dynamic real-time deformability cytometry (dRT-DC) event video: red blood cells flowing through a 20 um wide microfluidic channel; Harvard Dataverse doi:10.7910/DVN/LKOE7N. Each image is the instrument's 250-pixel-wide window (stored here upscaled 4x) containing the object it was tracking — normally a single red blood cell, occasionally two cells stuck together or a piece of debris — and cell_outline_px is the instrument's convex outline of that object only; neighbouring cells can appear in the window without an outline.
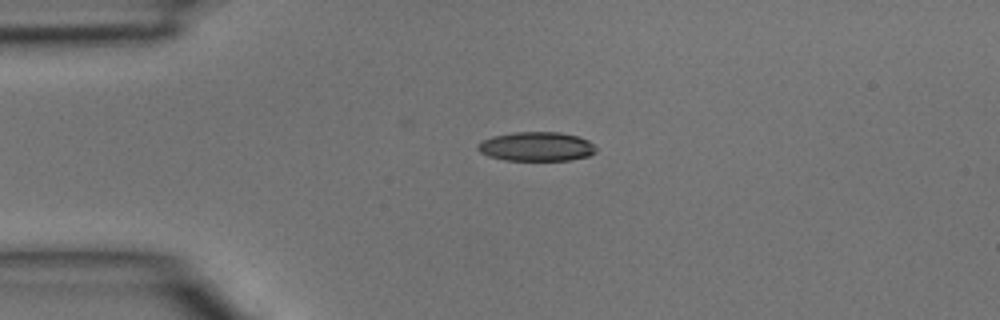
{"species": "common noctule bat (a hibernating species)", "species_latin": "Nyctalus noctula", "temperature_condition": "room temperature", "stored_images_in_passage": 2, "camera_frame_rate_fps": 3000, "um_per_image_px": 0.085, "animal": {"sex": "male", "body_mass_g": 15.6}, "frame": {"image": 1, "passage_image": 1, "time_ms": 0.0, "image_size_px": [1000, 320], "cell_outline_px": [[596, 152], [588, 156], [568, 160], [504, 160], [488, 156], [480, 152], [476, 148], [476, 144], [492, 136], [512, 132], [560, 132], [576, 136], [588, 140], [596, 148]], "centroid_in_image_um": [45.56, 12.45], "position_along_channel_um": 39.4, "area_um2": 20.11}}